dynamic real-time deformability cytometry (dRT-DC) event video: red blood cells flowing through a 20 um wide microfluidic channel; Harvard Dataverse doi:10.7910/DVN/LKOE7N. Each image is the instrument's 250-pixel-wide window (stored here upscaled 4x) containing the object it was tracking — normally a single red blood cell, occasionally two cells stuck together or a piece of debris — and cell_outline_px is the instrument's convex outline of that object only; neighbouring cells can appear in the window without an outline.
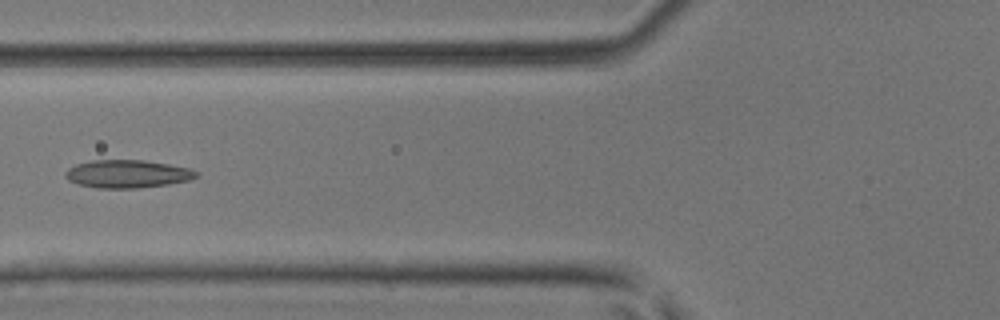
{"species": "common noctule bat (a hibernating species)", "species_latin": "Nyctalus noctula", "temperature_condition": "room temperature", "stored_images_in_passage": 5, "camera_frame_rate_fps": 3000, "um_per_image_px": 0.085, "animal": {"sex": "male", "body_mass_g": 17.9, "forearm_length_mm": 54.2}, "frame": {"image": 1, "passage_image": 4, "time_ms": 3.667, "image_size_px": [1000, 320], "cell_outline_px": [[200, 176], [188, 180], [168, 184], [140, 188], [96, 188], [80, 184], [68, 180], [64, 176], [64, 172], [68, 168], [76, 164], [92, 160], [144, 160], [168, 164], [188, 168], [200, 172]], "centroid_in_image_um": [10.83, 14.78], "position_along_channel_um": 115.0, "area_um2": 21.39}}
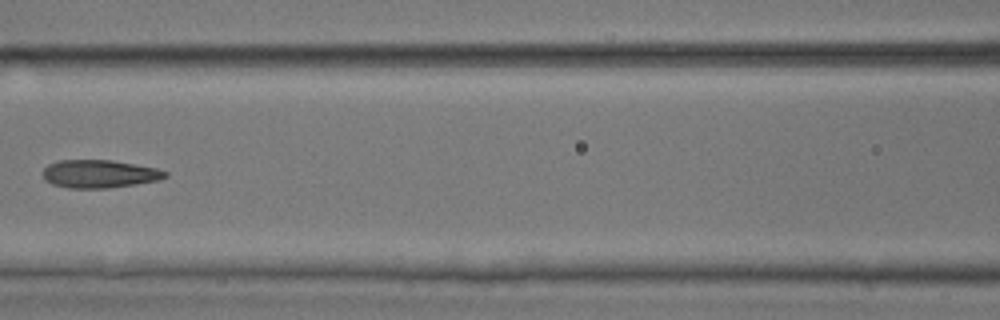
{"frame": {"image": 2, "passage_image": 5, "time_ms": 4.667, "image_size_px": [1000, 320], "cell_outline_px": [[168, 176], [160, 180], [136, 184], [108, 188], [68, 188], [52, 184], [44, 180], [44, 168], [48, 164], [60, 160], [112, 160], [156, 168], [168, 172]], "centroid_in_image_um": [8.46, 14.78], "position_along_channel_um": 158.1, "area_um2": 20.0}}